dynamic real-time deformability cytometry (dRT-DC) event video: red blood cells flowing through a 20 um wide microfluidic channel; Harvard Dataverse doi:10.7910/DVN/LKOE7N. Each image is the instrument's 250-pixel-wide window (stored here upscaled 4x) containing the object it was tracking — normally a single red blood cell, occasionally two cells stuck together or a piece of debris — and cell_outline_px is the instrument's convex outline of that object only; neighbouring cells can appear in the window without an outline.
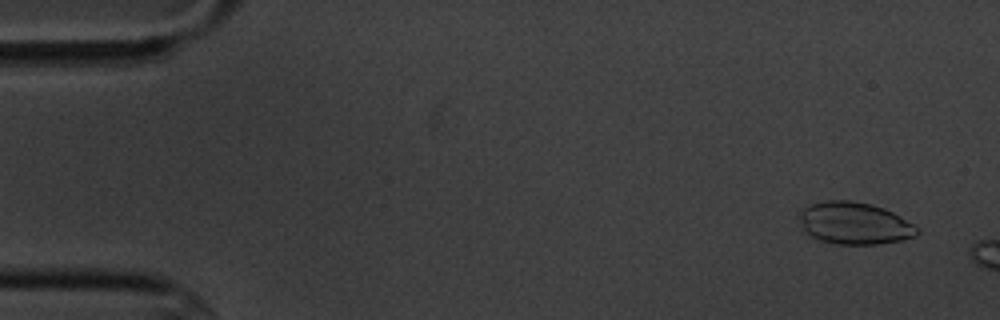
{"species": "common noctule bat (a hibernating species)", "species_latin": "Nyctalus noctula", "temperature_condition": "cold", "stored_images_in_passage": 3, "camera_frame_rate_fps": 3000, "um_per_image_px": 0.085, "animal": {"sex": "male", "body_mass_g": 20.1, "forearm_length_mm": 53.5}, "frame": {"image": 1, "passage_image": 1, "time_ms": 0.0, "image_size_px": [1000, 320], "cell_outline_px": [[920, 232], [916, 236], [900, 240], [880, 244], [840, 244], [820, 240], [812, 236], [804, 228], [800, 220], [800, 212], [804, 208], [812, 204], [824, 200], [852, 200], [872, 204], [884, 208], [900, 216], [920, 228]], "centroid_in_image_um": [72.68, 18.97], "position_along_channel_um": 12.3, "area_um2": 28.78}}